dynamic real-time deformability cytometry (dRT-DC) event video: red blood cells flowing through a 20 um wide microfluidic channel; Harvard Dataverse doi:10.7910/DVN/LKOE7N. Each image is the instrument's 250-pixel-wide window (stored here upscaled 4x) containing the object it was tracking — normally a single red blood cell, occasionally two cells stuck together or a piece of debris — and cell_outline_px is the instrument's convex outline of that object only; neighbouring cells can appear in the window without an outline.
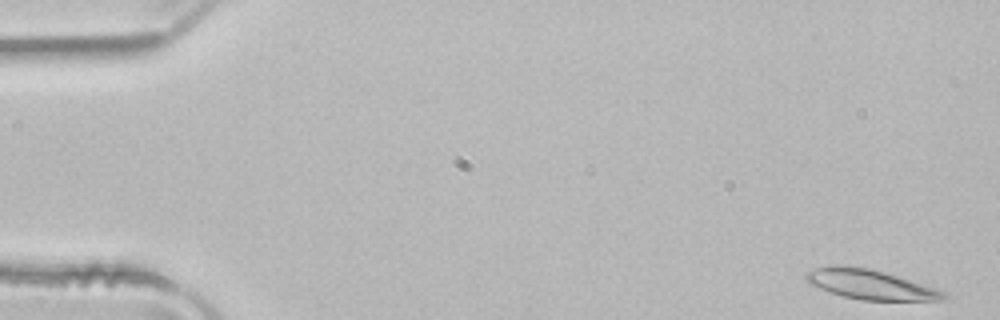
{"species": "common noctule bat (a hibernating species)", "species_latin": "Nyctalus noctula", "temperature_condition": "room temperature", "stored_images_in_passage": 51, "camera_frame_rate_fps": 3000, "um_per_image_px": 0.085, "animal": {"sex": "male", "body_mass_g": 21.5, "forearm_length_mm": 52.0}, "frame": {"image": 1, "passage_image": 1, "time_ms": 0.0, "image_size_px": [1000, 320], "cell_outline_px": [[948, 296], [944, 300], [860, 300], [844, 296], [808, 284], [804, 276], [808, 272], [816, 268], [828, 264], [840, 264], [872, 268], [944, 292]], "centroid_in_image_um": [73.88, 24.16], "position_along_channel_um": 11.1, "area_um2": 23.52}}
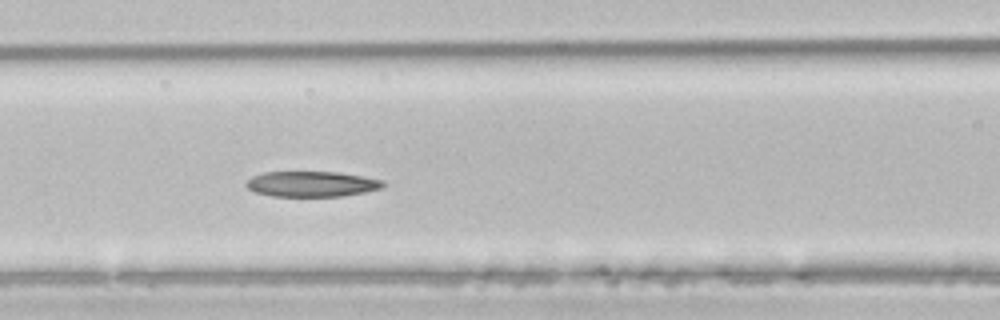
{"frame": {"image": 2, "passage_image": 21, "time_ms": 6.667, "image_size_px": [1000, 320], "cell_outline_px": [[384, 184], [380, 188], [364, 192], [340, 196], [272, 196], [256, 192], [248, 188], [244, 184], [252, 176], [264, 172], [336, 172], [364, 176], [384, 180]], "centroid_in_image_um": [26.48, 15.63], "position_along_channel_um": 140.1, "area_um2": 20.17}}
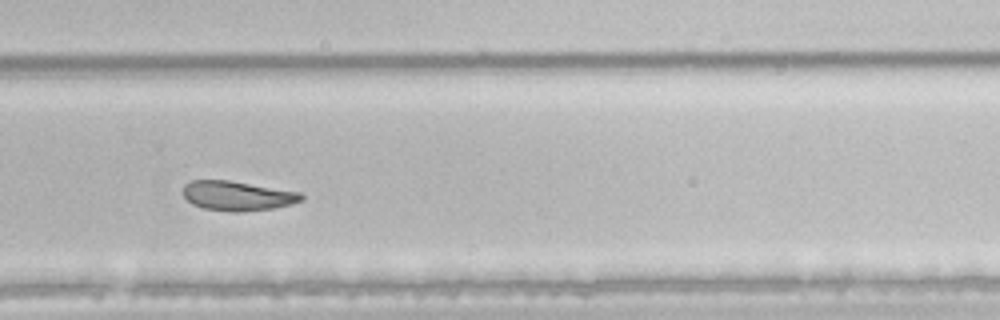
{"frame": {"image": 3, "passage_image": 34, "time_ms": 11.0, "image_size_px": [1000, 320], "cell_outline_px": [[304, 200], [292, 204], [276, 208], [244, 212], [232, 212], [204, 208], [192, 204], [184, 196], [184, 184], [192, 180], [228, 180], [300, 192], [304, 196]], "centroid_in_image_um": [20.22, 16.65], "position_along_channel_um": 309.6, "area_um2": 20.46}, "authors_computed_cell_mechanics": {"area_um2": 22.7732, "velocity_mm_per_s": 3.9301, "shape_relaxation_time_tau1_ms": null, "shape_relaxation_time_tau2_ms": 5.1012, "deformation_change_tau1": null, "deformation_change_tau2": 0.1049}}